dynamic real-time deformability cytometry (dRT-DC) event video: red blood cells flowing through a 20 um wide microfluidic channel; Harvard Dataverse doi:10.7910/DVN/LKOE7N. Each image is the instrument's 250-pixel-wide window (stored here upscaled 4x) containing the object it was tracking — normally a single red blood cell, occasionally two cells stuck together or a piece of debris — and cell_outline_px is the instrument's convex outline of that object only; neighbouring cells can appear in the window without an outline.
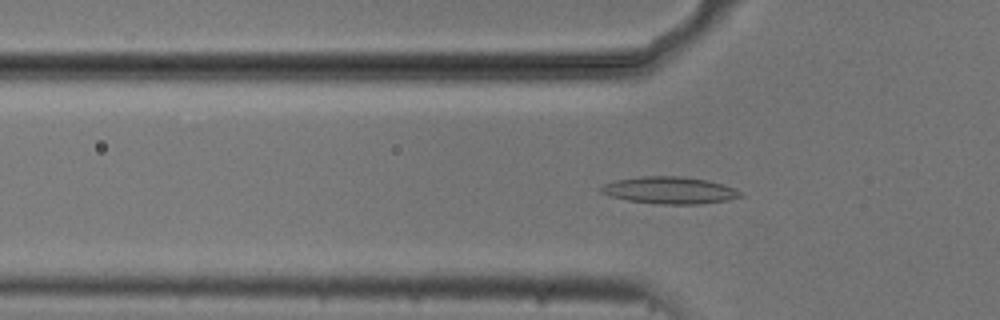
{"species": "common noctule bat (a hibernating species)", "species_latin": "Nyctalus noctula", "temperature_condition": "cold", "stored_images_in_passage": 37, "camera_frame_rate_fps": 3000, "um_per_image_px": 0.085, "animal": {"sex": "male", "body_mass_g": 20.5, "forearm_length_mm": 52.5}, "frame": {"image": 1, "passage_image": 4, "time_ms": 1.0, "image_size_px": [1000, 320], "cell_outline_px": [[744, 196], [728, 200], [700, 204], [660, 204], [628, 200], [612, 196], [600, 192], [600, 188], [604, 184], [616, 180], [640, 176], [680, 176], [708, 180], [724, 184], [740, 192]], "centroid_in_image_um": [56.94, 16.17], "position_along_channel_um": 68.9, "area_um2": 21.85}}
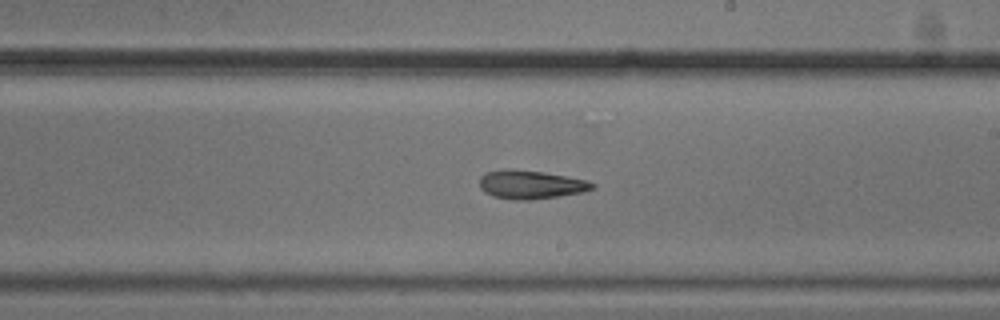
{"frame": {"image": 2, "passage_image": 18, "time_ms": 5.667, "image_size_px": [1000, 320], "cell_outline_px": [[596, 188], [584, 192], [560, 196], [532, 200], [516, 200], [492, 196], [484, 192], [480, 188], [480, 176], [484, 172], [504, 168], [512, 168], [544, 172], [584, 180], [596, 184]], "centroid_in_image_um": [45.08, 15.68], "position_along_channel_um": 243.9, "area_um2": 19.07}}
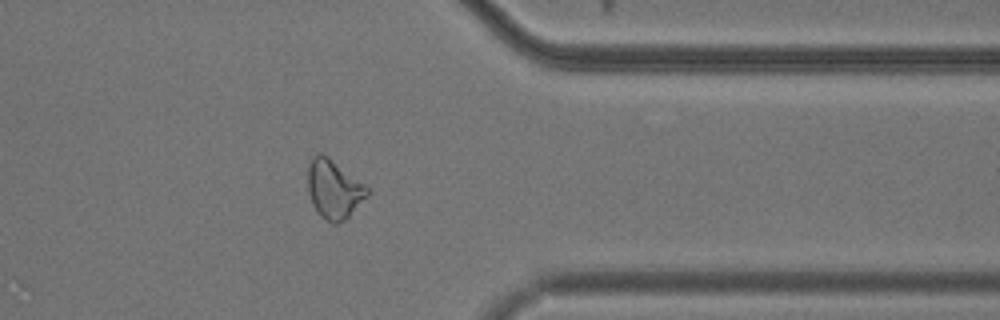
{"frame": {"image": 3, "passage_image": 30, "time_ms": 9.667, "image_size_px": [1000, 320], "cell_outline_px": [[372, 192], [344, 220], [336, 224], [332, 224], [324, 220], [316, 212], [312, 204], [308, 192], [308, 164], [312, 156], [316, 152], [320, 152], [328, 156], [364, 184]], "centroid_in_image_um": [28.36, 16.08], "position_along_channel_um": 383.0, "area_um2": 20.58}}